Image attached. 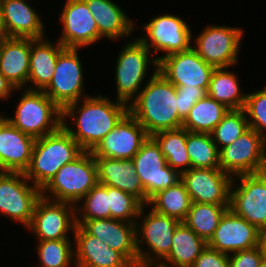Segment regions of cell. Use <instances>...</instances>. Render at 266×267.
<instances>
[{"label":"cell","mask_w":266,"mask_h":267,"mask_svg":"<svg viewBox=\"0 0 266 267\" xmlns=\"http://www.w3.org/2000/svg\"><path fill=\"white\" fill-rule=\"evenodd\" d=\"M81 100L62 110V126L84 151L92 152L129 112V106L101 94ZM69 118L75 125L72 128L67 124Z\"/></svg>","instance_id":"obj_1"},{"label":"cell","mask_w":266,"mask_h":267,"mask_svg":"<svg viewBox=\"0 0 266 267\" xmlns=\"http://www.w3.org/2000/svg\"><path fill=\"white\" fill-rule=\"evenodd\" d=\"M129 113L144 127L149 136L182 127L183 119L177 110L176 87L158 70L152 71L149 81L129 105Z\"/></svg>","instance_id":"obj_2"},{"label":"cell","mask_w":266,"mask_h":267,"mask_svg":"<svg viewBox=\"0 0 266 267\" xmlns=\"http://www.w3.org/2000/svg\"><path fill=\"white\" fill-rule=\"evenodd\" d=\"M84 150L61 126L56 132L35 139L25 177L41 190L66 163L77 159Z\"/></svg>","instance_id":"obj_3"},{"label":"cell","mask_w":266,"mask_h":267,"mask_svg":"<svg viewBox=\"0 0 266 267\" xmlns=\"http://www.w3.org/2000/svg\"><path fill=\"white\" fill-rule=\"evenodd\" d=\"M23 90L13 117L4 118L34 139L56 132L62 126L60 109L43 90Z\"/></svg>","instance_id":"obj_4"},{"label":"cell","mask_w":266,"mask_h":267,"mask_svg":"<svg viewBox=\"0 0 266 267\" xmlns=\"http://www.w3.org/2000/svg\"><path fill=\"white\" fill-rule=\"evenodd\" d=\"M98 183L97 163L92 152L62 166L41 190L42 196L76 205Z\"/></svg>","instance_id":"obj_5"},{"label":"cell","mask_w":266,"mask_h":267,"mask_svg":"<svg viewBox=\"0 0 266 267\" xmlns=\"http://www.w3.org/2000/svg\"><path fill=\"white\" fill-rule=\"evenodd\" d=\"M129 41L118 54L114 72L116 100L128 106L137 98L142 83L149 81L146 78L149 65L158 70V62L151 51L137 37Z\"/></svg>","instance_id":"obj_6"},{"label":"cell","mask_w":266,"mask_h":267,"mask_svg":"<svg viewBox=\"0 0 266 267\" xmlns=\"http://www.w3.org/2000/svg\"><path fill=\"white\" fill-rule=\"evenodd\" d=\"M146 208L147 204L142 205L136 220L138 260L139 263L163 261L170 253L173 234L180 221L157 213L152 208L144 215ZM141 244H145L146 251Z\"/></svg>","instance_id":"obj_7"},{"label":"cell","mask_w":266,"mask_h":267,"mask_svg":"<svg viewBox=\"0 0 266 267\" xmlns=\"http://www.w3.org/2000/svg\"><path fill=\"white\" fill-rule=\"evenodd\" d=\"M144 32L137 37L152 53L156 61L173 53L184 52L192 47V31L190 25L182 17L173 14H160L150 18L141 26ZM148 35V36H147ZM164 53L155 56L156 53Z\"/></svg>","instance_id":"obj_8"},{"label":"cell","mask_w":266,"mask_h":267,"mask_svg":"<svg viewBox=\"0 0 266 267\" xmlns=\"http://www.w3.org/2000/svg\"><path fill=\"white\" fill-rule=\"evenodd\" d=\"M244 29L209 24L196 35L192 48L208 64L215 68L235 67L238 64Z\"/></svg>","instance_id":"obj_9"},{"label":"cell","mask_w":266,"mask_h":267,"mask_svg":"<svg viewBox=\"0 0 266 267\" xmlns=\"http://www.w3.org/2000/svg\"><path fill=\"white\" fill-rule=\"evenodd\" d=\"M219 166L232 177L266 171V140L249 128L230 145L219 150Z\"/></svg>","instance_id":"obj_10"},{"label":"cell","mask_w":266,"mask_h":267,"mask_svg":"<svg viewBox=\"0 0 266 267\" xmlns=\"http://www.w3.org/2000/svg\"><path fill=\"white\" fill-rule=\"evenodd\" d=\"M41 189L27 180L24 173L0 172V212L28 228Z\"/></svg>","instance_id":"obj_11"},{"label":"cell","mask_w":266,"mask_h":267,"mask_svg":"<svg viewBox=\"0 0 266 267\" xmlns=\"http://www.w3.org/2000/svg\"><path fill=\"white\" fill-rule=\"evenodd\" d=\"M229 208L260 231L266 230V171L233 177Z\"/></svg>","instance_id":"obj_12"},{"label":"cell","mask_w":266,"mask_h":267,"mask_svg":"<svg viewBox=\"0 0 266 267\" xmlns=\"http://www.w3.org/2000/svg\"><path fill=\"white\" fill-rule=\"evenodd\" d=\"M79 49L65 48L57 58L53 78L43 92L60 108L88 97Z\"/></svg>","instance_id":"obj_13"},{"label":"cell","mask_w":266,"mask_h":267,"mask_svg":"<svg viewBox=\"0 0 266 267\" xmlns=\"http://www.w3.org/2000/svg\"><path fill=\"white\" fill-rule=\"evenodd\" d=\"M132 161L148 202L156 193L181 180V174L167 164L160 145L152 136L142 144Z\"/></svg>","instance_id":"obj_14"},{"label":"cell","mask_w":266,"mask_h":267,"mask_svg":"<svg viewBox=\"0 0 266 267\" xmlns=\"http://www.w3.org/2000/svg\"><path fill=\"white\" fill-rule=\"evenodd\" d=\"M76 227L75 205L41 196L35 205L32 221L27 229L37 241L71 239ZM70 237V238H69Z\"/></svg>","instance_id":"obj_15"},{"label":"cell","mask_w":266,"mask_h":267,"mask_svg":"<svg viewBox=\"0 0 266 267\" xmlns=\"http://www.w3.org/2000/svg\"><path fill=\"white\" fill-rule=\"evenodd\" d=\"M215 67L206 63L191 47L163 57L158 62V71L173 85L199 87L208 90Z\"/></svg>","instance_id":"obj_16"},{"label":"cell","mask_w":266,"mask_h":267,"mask_svg":"<svg viewBox=\"0 0 266 267\" xmlns=\"http://www.w3.org/2000/svg\"><path fill=\"white\" fill-rule=\"evenodd\" d=\"M181 181L192 202L230 205L233 177L221 169L190 168L181 173Z\"/></svg>","instance_id":"obj_17"},{"label":"cell","mask_w":266,"mask_h":267,"mask_svg":"<svg viewBox=\"0 0 266 267\" xmlns=\"http://www.w3.org/2000/svg\"><path fill=\"white\" fill-rule=\"evenodd\" d=\"M59 21L62 34L58 41L65 48L81 49L100 40L96 21L84 0H66Z\"/></svg>","instance_id":"obj_18"},{"label":"cell","mask_w":266,"mask_h":267,"mask_svg":"<svg viewBox=\"0 0 266 267\" xmlns=\"http://www.w3.org/2000/svg\"><path fill=\"white\" fill-rule=\"evenodd\" d=\"M148 137L144 127L128 112L92 153L94 157L132 159Z\"/></svg>","instance_id":"obj_19"},{"label":"cell","mask_w":266,"mask_h":267,"mask_svg":"<svg viewBox=\"0 0 266 267\" xmlns=\"http://www.w3.org/2000/svg\"><path fill=\"white\" fill-rule=\"evenodd\" d=\"M261 231L228 208L213 236L207 242L211 249L226 254L260 246Z\"/></svg>","instance_id":"obj_20"},{"label":"cell","mask_w":266,"mask_h":267,"mask_svg":"<svg viewBox=\"0 0 266 267\" xmlns=\"http://www.w3.org/2000/svg\"><path fill=\"white\" fill-rule=\"evenodd\" d=\"M88 234L123 254L135 267L139 264L136 248V223L112 218L76 220Z\"/></svg>","instance_id":"obj_21"},{"label":"cell","mask_w":266,"mask_h":267,"mask_svg":"<svg viewBox=\"0 0 266 267\" xmlns=\"http://www.w3.org/2000/svg\"><path fill=\"white\" fill-rule=\"evenodd\" d=\"M76 267H135L123 254L76 224L72 234Z\"/></svg>","instance_id":"obj_22"},{"label":"cell","mask_w":266,"mask_h":267,"mask_svg":"<svg viewBox=\"0 0 266 267\" xmlns=\"http://www.w3.org/2000/svg\"><path fill=\"white\" fill-rule=\"evenodd\" d=\"M34 141L3 118L0 121V172L24 173L31 161Z\"/></svg>","instance_id":"obj_23"},{"label":"cell","mask_w":266,"mask_h":267,"mask_svg":"<svg viewBox=\"0 0 266 267\" xmlns=\"http://www.w3.org/2000/svg\"><path fill=\"white\" fill-rule=\"evenodd\" d=\"M94 158L97 163L98 183L123 190L132 194L143 205L148 204V198L132 159Z\"/></svg>","instance_id":"obj_24"},{"label":"cell","mask_w":266,"mask_h":267,"mask_svg":"<svg viewBox=\"0 0 266 267\" xmlns=\"http://www.w3.org/2000/svg\"><path fill=\"white\" fill-rule=\"evenodd\" d=\"M37 10L27 0H4L1 14L10 38L45 37V25Z\"/></svg>","instance_id":"obj_25"},{"label":"cell","mask_w":266,"mask_h":267,"mask_svg":"<svg viewBox=\"0 0 266 267\" xmlns=\"http://www.w3.org/2000/svg\"><path fill=\"white\" fill-rule=\"evenodd\" d=\"M96 21L100 39L119 40L130 37L137 29L135 22L126 11L113 0H84ZM126 13V14H125Z\"/></svg>","instance_id":"obj_26"},{"label":"cell","mask_w":266,"mask_h":267,"mask_svg":"<svg viewBox=\"0 0 266 267\" xmlns=\"http://www.w3.org/2000/svg\"><path fill=\"white\" fill-rule=\"evenodd\" d=\"M64 49L65 47L58 40L54 44L46 37L30 38V65L27 82L29 88L26 89L44 90L49 85L53 78L58 55Z\"/></svg>","instance_id":"obj_27"},{"label":"cell","mask_w":266,"mask_h":267,"mask_svg":"<svg viewBox=\"0 0 266 267\" xmlns=\"http://www.w3.org/2000/svg\"><path fill=\"white\" fill-rule=\"evenodd\" d=\"M30 65V38H8L0 44V72L15 89L26 88Z\"/></svg>","instance_id":"obj_28"},{"label":"cell","mask_w":266,"mask_h":267,"mask_svg":"<svg viewBox=\"0 0 266 267\" xmlns=\"http://www.w3.org/2000/svg\"><path fill=\"white\" fill-rule=\"evenodd\" d=\"M206 246L203 238L180 222L173 234L170 253L163 262L176 267H191Z\"/></svg>","instance_id":"obj_29"},{"label":"cell","mask_w":266,"mask_h":267,"mask_svg":"<svg viewBox=\"0 0 266 267\" xmlns=\"http://www.w3.org/2000/svg\"><path fill=\"white\" fill-rule=\"evenodd\" d=\"M228 67L215 68L212 72L207 95L228 109H243L247 93H242L236 72Z\"/></svg>","instance_id":"obj_30"},{"label":"cell","mask_w":266,"mask_h":267,"mask_svg":"<svg viewBox=\"0 0 266 267\" xmlns=\"http://www.w3.org/2000/svg\"><path fill=\"white\" fill-rule=\"evenodd\" d=\"M229 109L209 95L199 99L183 120L182 127L193 133H211Z\"/></svg>","instance_id":"obj_31"},{"label":"cell","mask_w":266,"mask_h":267,"mask_svg":"<svg viewBox=\"0 0 266 267\" xmlns=\"http://www.w3.org/2000/svg\"><path fill=\"white\" fill-rule=\"evenodd\" d=\"M152 137L160 145L162 154L172 169L181 174L191 168L186 148L187 130L185 128L160 131Z\"/></svg>","instance_id":"obj_32"},{"label":"cell","mask_w":266,"mask_h":267,"mask_svg":"<svg viewBox=\"0 0 266 267\" xmlns=\"http://www.w3.org/2000/svg\"><path fill=\"white\" fill-rule=\"evenodd\" d=\"M190 196L184 183L180 180L175 185L156 193L147 206L160 214L183 222L191 206Z\"/></svg>","instance_id":"obj_33"},{"label":"cell","mask_w":266,"mask_h":267,"mask_svg":"<svg viewBox=\"0 0 266 267\" xmlns=\"http://www.w3.org/2000/svg\"><path fill=\"white\" fill-rule=\"evenodd\" d=\"M229 205L192 202L187 217L183 221L206 242L213 236L219 221Z\"/></svg>","instance_id":"obj_34"},{"label":"cell","mask_w":266,"mask_h":267,"mask_svg":"<svg viewBox=\"0 0 266 267\" xmlns=\"http://www.w3.org/2000/svg\"><path fill=\"white\" fill-rule=\"evenodd\" d=\"M186 148L191 168L220 169L219 149L209 133H193L187 130Z\"/></svg>","instance_id":"obj_35"},{"label":"cell","mask_w":266,"mask_h":267,"mask_svg":"<svg viewBox=\"0 0 266 267\" xmlns=\"http://www.w3.org/2000/svg\"><path fill=\"white\" fill-rule=\"evenodd\" d=\"M36 249L37 267H76L71 239L36 241Z\"/></svg>","instance_id":"obj_36"},{"label":"cell","mask_w":266,"mask_h":267,"mask_svg":"<svg viewBox=\"0 0 266 267\" xmlns=\"http://www.w3.org/2000/svg\"><path fill=\"white\" fill-rule=\"evenodd\" d=\"M249 129V123L243 109H229L221 122L210 133L218 149L224 148Z\"/></svg>","instance_id":"obj_37"},{"label":"cell","mask_w":266,"mask_h":267,"mask_svg":"<svg viewBox=\"0 0 266 267\" xmlns=\"http://www.w3.org/2000/svg\"><path fill=\"white\" fill-rule=\"evenodd\" d=\"M83 204V205H81ZM107 185L97 183L76 205V220L111 218Z\"/></svg>","instance_id":"obj_38"},{"label":"cell","mask_w":266,"mask_h":267,"mask_svg":"<svg viewBox=\"0 0 266 267\" xmlns=\"http://www.w3.org/2000/svg\"><path fill=\"white\" fill-rule=\"evenodd\" d=\"M112 219L136 223L142 203L132 194L107 185Z\"/></svg>","instance_id":"obj_39"},{"label":"cell","mask_w":266,"mask_h":267,"mask_svg":"<svg viewBox=\"0 0 266 267\" xmlns=\"http://www.w3.org/2000/svg\"><path fill=\"white\" fill-rule=\"evenodd\" d=\"M243 110L249 123L266 140V87L247 93Z\"/></svg>","instance_id":"obj_40"},{"label":"cell","mask_w":266,"mask_h":267,"mask_svg":"<svg viewBox=\"0 0 266 267\" xmlns=\"http://www.w3.org/2000/svg\"><path fill=\"white\" fill-rule=\"evenodd\" d=\"M177 93V110L184 120L194 104L207 95V90L199 87L175 86Z\"/></svg>","instance_id":"obj_41"},{"label":"cell","mask_w":266,"mask_h":267,"mask_svg":"<svg viewBox=\"0 0 266 267\" xmlns=\"http://www.w3.org/2000/svg\"><path fill=\"white\" fill-rule=\"evenodd\" d=\"M264 258L260 246L229 254V267H259Z\"/></svg>","instance_id":"obj_42"},{"label":"cell","mask_w":266,"mask_h":267,"mask_svg":"<svg viewBox=\"0 0 266 267\" xmlns=\"http://www.w3.org/2000/svg\"><path fill=\"white\" fill-rule=\"evenodd\" d=\"M191 267H229V254L206 246Z\"/></svg>","instance_id":"obj_43"},{"label":"cell","mask_w":266,"mask_h":267,"mask_svg":"<svg viewBox=\"0 0 266 267\" xmlns=\"http://www.w3.org/2000/svg\"><path fill=\"white\" fill-rule=\"evenodd\" d=\"M16 89L13 85L5 78V76L0 72V100L2 101L10 99L12 97V92L14 93Z\"/></svg>","instance_id":"obj_44"},{"label":"cell","mask_w":266,"mask_h":267,"mask_svg":"<svg viewBox=\"0 0 266 267\" xmlns=\"http://www.w3.org/2000/svg\"><path fill=\"white\" fill-rule=\"evenodd\" d=\"M136 267H176L163 261L140 262Z\"/></svg>","instance_id":"obj_45"},{"label":"cell","mask_w":266,"mask_h":267,"mask_svg":"<svg viewBox=\"0 0 266 267\" xmlns=\"http://www.w3.org/2000/svg\"><path fill=\"white\" fill-rule=\"evenodd\" d=\"M9 37L5 24H4V20L2 18V14H1V9H0V43L7 40Z\"/></svg>","instance_id":"obj_46"},{"label":"cell","mask_w":266,"mask_h":267,"mask_svg":"<svg viewBox=\"0 0 266 267\" xmlns=\"http://www.w3.org/2000/svg\"><path fill=\"white\" fill-rule=\"evenodd\" d=\"M260 247L262 249L264 258L266 259V230L261 231Z\"/></svg>","instance_id":"obj_47"},{"label":"cell","mask_w":266,"mask_h":267,"mask_svg":"<svg viewBox=\"0 0 266 267\" xmlns=\"http://www.w3.org/2000/svg\"><path fill=\"white\" fill-rule=\"evenodd\" d=\"M259 267H266V259L263 258L262 261L259 264Z\"/></svg>","instance_id":"obj_48"},{"label":"cell","mask_w":266,"mask_h":267,"mask_svg":"<svg viewBox=\"0 0 266 267\" xmlns=\"http://www.w3.org/2000/svg\"><path fill=\"white\" fill-rule=\"evenodd\" d=\"M2 115H4V114L0 113V121L5 117V115L4 116H2Z\"/></svg>","instance_id":"obj_49"},{"label":"cell","mask_w":266,"mask_h":267,"mask_svg":"<svg viewBox=\"0 0 266 267\" xmlns=\"http://www.w3.org/2000/svg\"><path fill=\"white\" fill-rule=\"evenodd\" d=\"M4 0H0V9H1V5H2V2H3Z\"/></svg>","instance_id":"obj_50"}]
</instances>
